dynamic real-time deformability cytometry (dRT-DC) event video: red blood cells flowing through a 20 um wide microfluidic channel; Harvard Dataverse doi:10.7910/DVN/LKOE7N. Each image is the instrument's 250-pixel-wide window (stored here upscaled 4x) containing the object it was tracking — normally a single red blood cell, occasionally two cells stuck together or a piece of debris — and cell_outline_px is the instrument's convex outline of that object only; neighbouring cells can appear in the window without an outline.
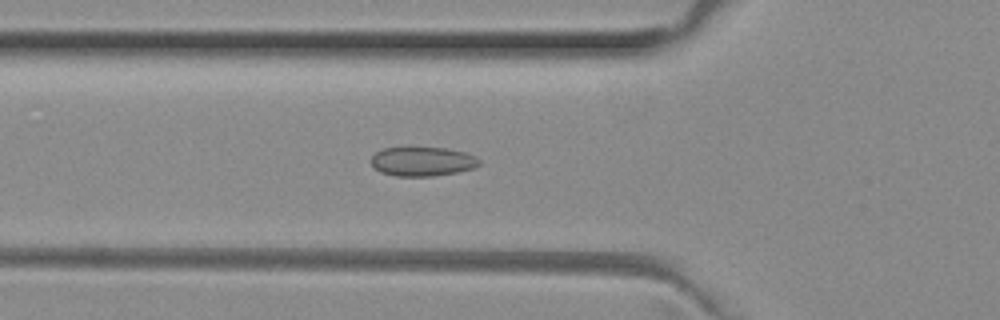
{"species": "common noctule bat (a hibernating species)", "species_latin": "Nyctalus noctula", "temperature_condition": "room temperature", "stored_images_in_passage": 50, "camera_frame_rate_fps": 3000, "um_per_image_px": 0.085, "animal": {"sex": "female", "body_mass_g": 29.2, "forearm_length_mm": 56.3}, "frame": {"image": 1, "passage_image": 17, "time_ms": 5.333, "image_size_px": [1000, 320], "cell_outline_px": [[480, 164], [472, 168], [456, 172], [432, 176], [396, 176], [380, 172], [372, 164], [372, 156], [376, 152], [384, 148], [408, 144], [448, 148], [464, 152], [480, 160]], "centroid_in_image_um": [35.86, 13.67], "position_along_channel_um": 89.9, "area_um2": 19.02}}
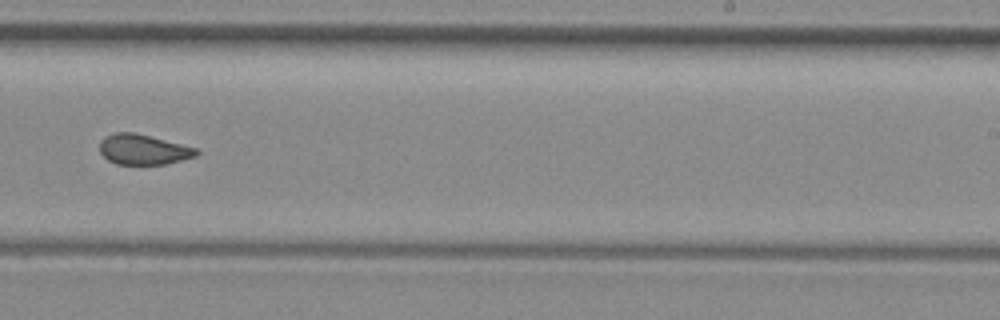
{"frame": {"image": 2, "passage_image": 31, "time_ms": 10.0, "image_size_px": [1000, 320], "cell_outline_px": [[200, 152], [196, 156], [164, 164], [116, 164], [108, 160], [100, 152], [100, 140], [104, 136], [116, 132], [132, 132], [196, 148]], "centroid_in_image_um": [12.14, 12.71], "position_along_channel_um": 276.9, "area_um2": 16.76}}
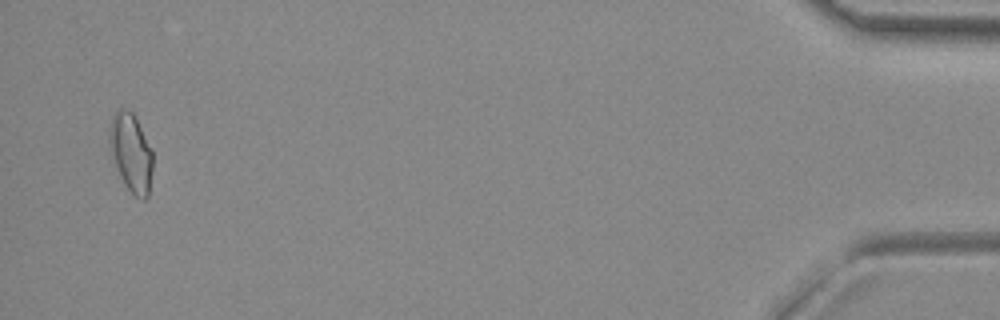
{"frame": {"image": 3, "passage_image": 49, "time_ms": 16.0, "image_size_px": [1000, 320], "cell_outline_px": [[152, 168], [148, 196], [144, 200], [140, 200], [124, 184], [120, 176], [112, 156], [108, 140], [108, 128], [112, 116], [120, 108], [124, 108], [132, 112], [152, 148]], "centroid_in_image_um": [11.12, 12.96], "position_along_channel_um": 424.1, "area_um2": 19.77}, "authors_computed_cell_mechanics": {"area_um2": 18.0047, "velocity_mm_per_s": 4.011, "shape_relaxation_time_tau1_ms": null, "shape_relaxation_time_tau2_ms": 1.9525, "deformation_change_tau1": null, "deformation_change_tau2": 0.0712}}